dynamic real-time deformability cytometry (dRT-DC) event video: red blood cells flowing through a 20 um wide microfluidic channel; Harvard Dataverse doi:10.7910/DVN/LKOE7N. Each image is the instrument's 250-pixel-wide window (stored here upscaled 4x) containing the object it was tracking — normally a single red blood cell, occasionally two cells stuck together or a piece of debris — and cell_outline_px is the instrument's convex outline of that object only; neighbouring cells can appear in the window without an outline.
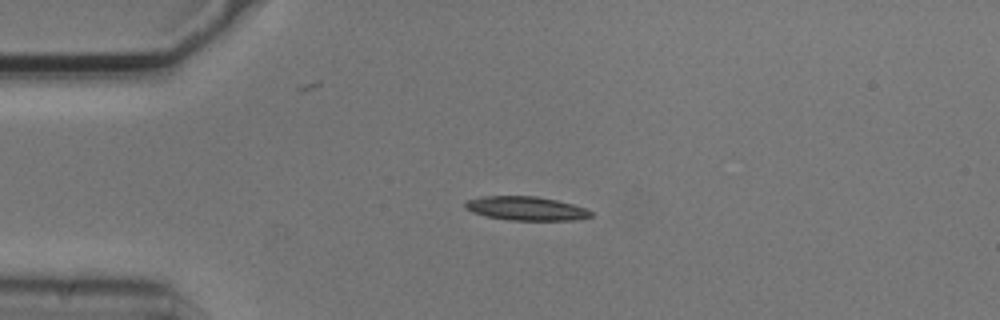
{"species": "common noctule bat (a hibernating species)", "species_latin": "Nyctalus noctula", "temperature_condition": "cold", "stored_images_in_passage": 4, "camera_frame_rate_fps": 3000, "um_per_image_px": 0.085, "animal": {"sex": "male", "body_mass_g": 20.5, "forearm_length_mm": 52.5}, "frame": {"image": 1, "passage_image": 3, "time_ms": 0.667, "image_size_px": [1000, 320], "cell_outline_px": [[592, 216], [572, 220], [508, 220], [488, 216], [472, 212], [464, 208], [464, 200], [480, 196], [536, 196], [556, 200], [572, 204], [584, 208], [592, 212]], "centroid_in_image_um": [44.64, 17.71], "position_along_channel_um": 40.4, "area_um2": 17.46}}